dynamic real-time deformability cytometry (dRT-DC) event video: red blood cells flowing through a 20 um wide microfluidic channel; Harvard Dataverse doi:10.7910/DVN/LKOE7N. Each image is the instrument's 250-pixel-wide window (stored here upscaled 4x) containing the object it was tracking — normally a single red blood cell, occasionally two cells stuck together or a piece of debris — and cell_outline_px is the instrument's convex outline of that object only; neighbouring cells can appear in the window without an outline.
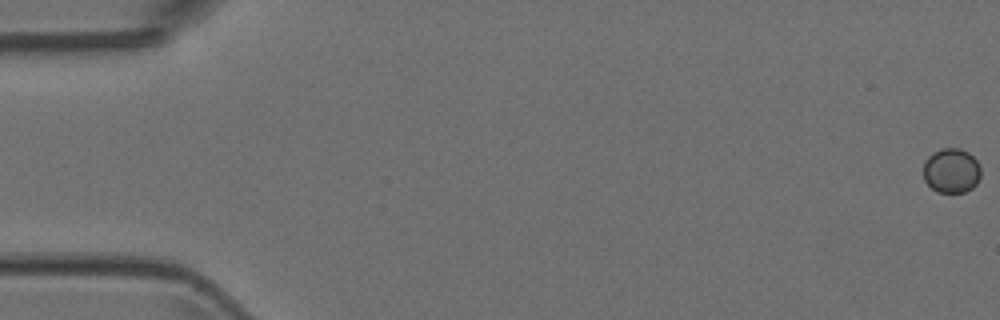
{"species": "Egyptian fruit bat (a non-hibernating species)", "species_latin": "Rousettus aegyptiacus", "temperature_condition": "room temperature", "stored_images_in_passage": 5, "camera_frame_rate_fps": 3000, "um_per_image_px": 0.085, "animal": {"sex": "female"}, "frame": {"image": 1, "passage_image": 1, "time_ms": 0.0, "image_size_px": [1000, 320], "cell_outline_px": [[980, 176], [976, 184], [972, 188], [964, 192], [936, 192], [924, 180], [924, 160], [932, 152], [940, 148], [960, 148], [968, 152], [976, 160], [980, 168]], "centroid_in_image_um": [80.85, 14.49], "position_along_channel_um": 4.1, "area_um2": 15.03}}
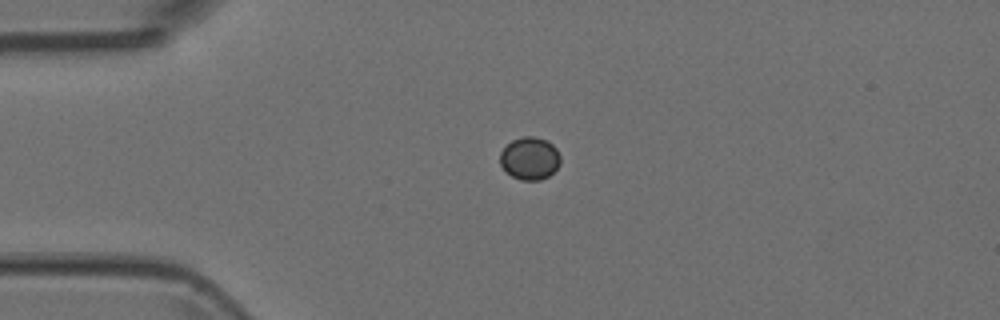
{"frame": {"image": 2, "passage_image": 4, "time_ms": 1.0, "image_size_px": [1000, 320], "cell_outline_px": [[560, 164], [548, 176], [540, 180], [520, 180], [512, 176], [500, 164], [500, 152], [512, 140], [524, 136], [532, 136], [544, 140], [552, 144], [556, 148], [560, 156]], "centroid_in_image_um": [45.03, 13.46], "position_along_channel_um": 40.0, "area_um2": 14.8}}